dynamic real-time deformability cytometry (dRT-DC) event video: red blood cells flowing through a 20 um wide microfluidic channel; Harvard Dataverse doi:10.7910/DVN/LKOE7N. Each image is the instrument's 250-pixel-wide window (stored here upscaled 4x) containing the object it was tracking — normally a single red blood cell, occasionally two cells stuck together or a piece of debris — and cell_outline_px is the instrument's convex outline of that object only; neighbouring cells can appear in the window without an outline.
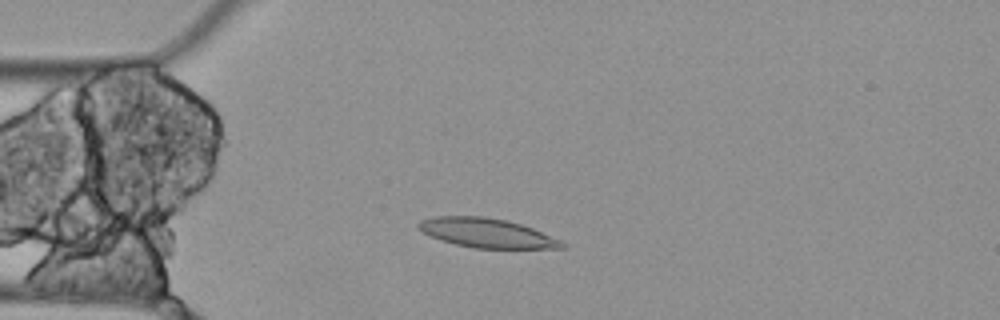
{"species": "Egyptian fruit bat (a non-hibernating species)", "species_latin": "Rousettus aegyptiacus", "temperature_condition": "cold", "stored_images_in_passage": 5, "camera_frame_rate_fps": 3000, "um_per_image_px": 0.085, "animal": {"sex": "female"}, "frame": {"image": 1, "passage_image": 4, "time_ms": 1.0, "image_size_px": [1000, 320], "cell_outline_px": [[568, 244], [564, 248], [476, 248], [456, 244], [440, 240], [416, 228], [416, 224], [420, 220], [432, 216], [484, 216], [504, 220], [520, 224], [532, 228], [560, 240]], "centroid_in_image_um": [41.34, 19.79], "position_along_channel_um": 43.7, "area_um2": 24.33}}